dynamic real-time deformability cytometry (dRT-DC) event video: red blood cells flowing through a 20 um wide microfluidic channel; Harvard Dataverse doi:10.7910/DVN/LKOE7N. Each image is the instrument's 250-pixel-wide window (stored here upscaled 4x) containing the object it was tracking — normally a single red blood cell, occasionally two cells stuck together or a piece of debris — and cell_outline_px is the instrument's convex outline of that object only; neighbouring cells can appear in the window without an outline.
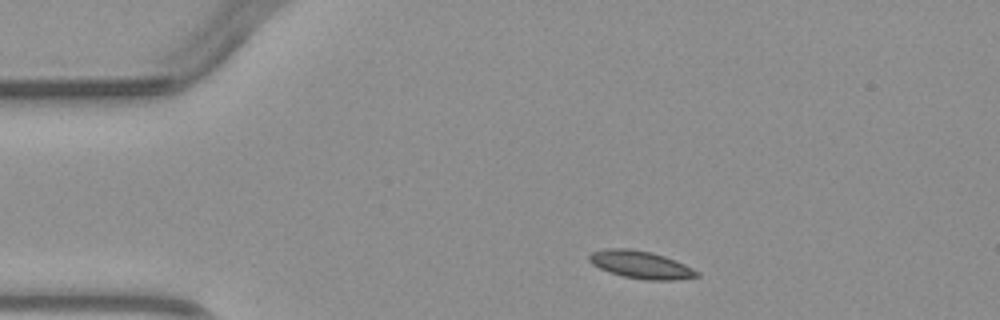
{"species": "common noctule bat (a hibernating species)", "species_latin": "Nyctalus noctula", "temperature_condition": "warm", "stored_images_in_passage": 2, "camera_frame_rate_fps": 3000, "um_per_image_px": 0.085, "animal": {"sex": "male", "body_mass_g": 23.1, "forearm_length_mm": 52.7}, "frame": {"image": 1, "passage_image": 1, "time_ms": 0.0, "image_size_px": [1000, 320], "cell_outline_px": [[700, 276], [676, 280], [644, 280], [624, 276], [608, 272], [592, 264], [588, 260], [588, 256], [592, 252], [604, 248], [632, 248], [652, 252], [664, 256], [684, 264], [700, 272]], "centroid_in_image_um": [54.45, 22.49], "position_along_channel_um": 30.5, "area_um2": 17.46}}